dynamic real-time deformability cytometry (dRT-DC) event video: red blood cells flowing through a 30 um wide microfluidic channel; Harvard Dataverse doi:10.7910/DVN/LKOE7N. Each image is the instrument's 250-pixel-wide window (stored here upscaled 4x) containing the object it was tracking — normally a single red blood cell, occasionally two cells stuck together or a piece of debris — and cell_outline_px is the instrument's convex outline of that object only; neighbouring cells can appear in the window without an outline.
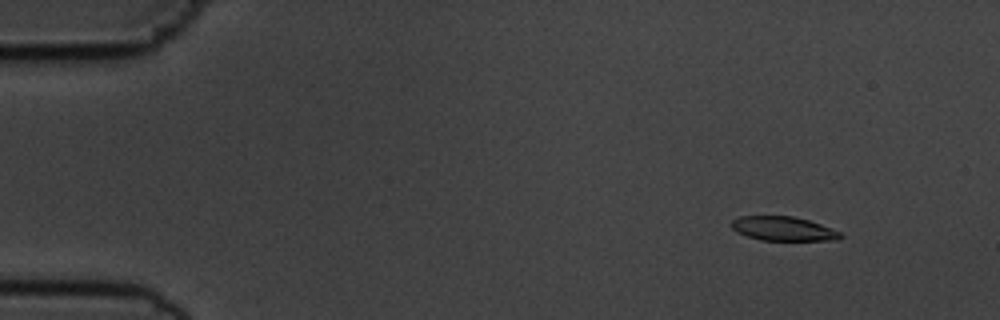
{"species": "common noctule bat (a hibernating species)", "species_latin": "Nyctalus noctula", "temperature_condition": "cold", "stored_images_in_passage": 56, "camera_frame_rate_fps": 3000, "um_per_image_px": 0.085, "animal": {"sex": "male", "body_mass_g": 19.5, "forearm_length_mm": 54.6}, "frame": {"image": 1, "passage_image": 6, "time_ms": 1.667, "image_size_px": [1000, 320], "cell_outline_px": [[844, 236], [836, 240], [760, 240], [736, 232], [732, 228], [732, 220], [740, 216], [792, 216], [808, 220], [820, 224], [840, 232]], "centroid_in_image_um": [66.57, 19.44], "position_along_channel_um": 18.4, "area_um2": 15.2}}
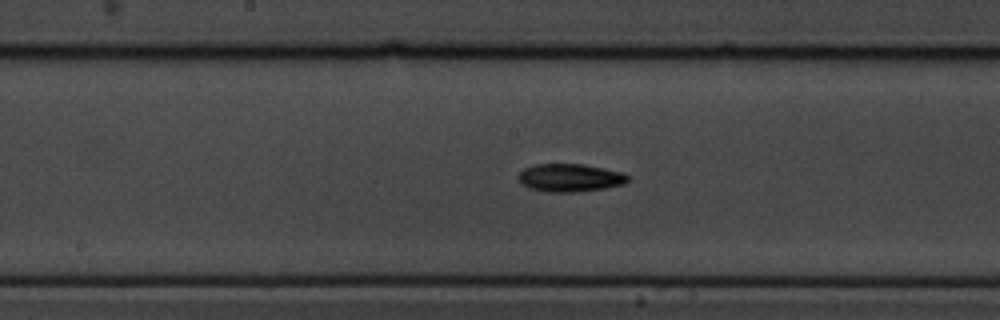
{"frame": {"image": 2, "passage_image": 29, "time_ms": 9.333, "image_size_px": [1000, 320], "cell_outline_px": [[628, 180], [624, 184], [604, 188], [572, 192], [548, 192], [528, 188], [520, 184], [516, 176], [524, 168], [536, 164], [584, 164], [624, 172], [628, 176]], "centroid_in_image_um": [48.41, 15.1], "position_along_channel_um": 199.8, "area_um2": 17.98}}
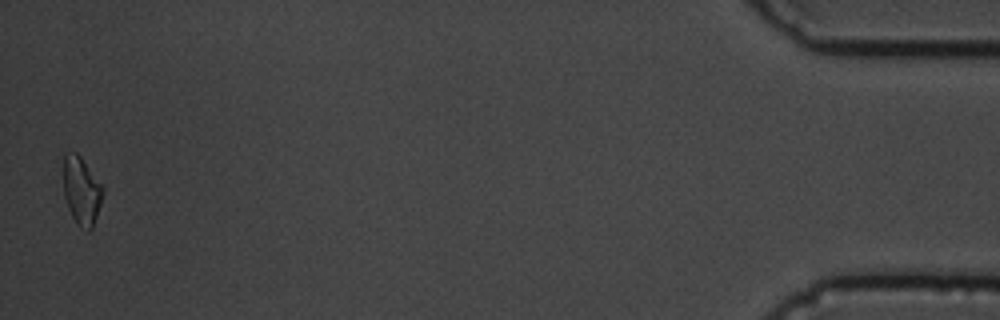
{"frame": {"image": 3, "passage_image": 55, "time_ms": 18.0, "image_size_px": [1000, 320], "cell_outline_px": [[104, 192], [92, 228], [88, 232], [80, 228], [76, 224], [68, 208], [64, 196], [64, 152], [76, 152], [80, 156], [104, 188]], "centroid_in_image_um": [6.92, 16.24], "position_along_channel_um": 428.3, "area_um2": 15.55}, "authors_computed_cell_mechanics": {"area_um2": 16.473, "velocity_mm_per_s": 3.6412, "shape_relaxation_time_tau1_ms": 2.7984, "shape_relaxation_time_tau2_ms": null, "deformation_change_tau1": 0.106, "deformation_change_tau2": null}}